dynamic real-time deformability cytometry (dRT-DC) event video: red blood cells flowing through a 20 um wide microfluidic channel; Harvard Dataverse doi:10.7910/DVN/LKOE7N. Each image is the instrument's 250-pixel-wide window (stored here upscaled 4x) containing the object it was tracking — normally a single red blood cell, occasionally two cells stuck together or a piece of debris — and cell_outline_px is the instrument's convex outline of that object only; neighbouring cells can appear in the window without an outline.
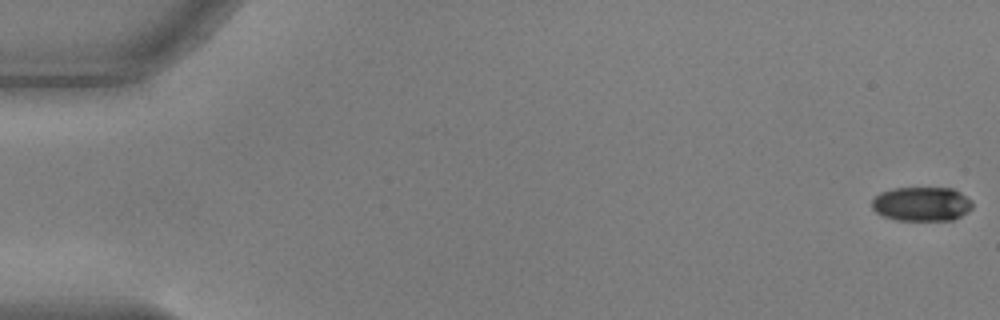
{"species": "common noctule bat (a hibernating species)", "species_latin": "Nyctalus noctula", "temperature_condition": "warm", "stored_images_in_passage": 44, "camera_frame_rate_fps": 3000, "um_per_image_px": 0.085, "animal": {"sex": "male", "body_mass_g": 17.9, "forearm_length_mm": 54.2}, "frame": {"image": 1, "passage_image": 1, "time_ms": 0.0, "image_size_px": [1000, 320], "cell_outline_px": [[972, 208], [968, 212], [952, 220], [896, 220], [884, 216], [876, 212], [872, 208], [872, 200], [880, 192], [892, 188], [952, 188], [960, 192], [972, 200]], "centroid_in_image_um": [78.35, 17.33], "position_along_channel_um": 6.7, "area_um2": 20.11}}
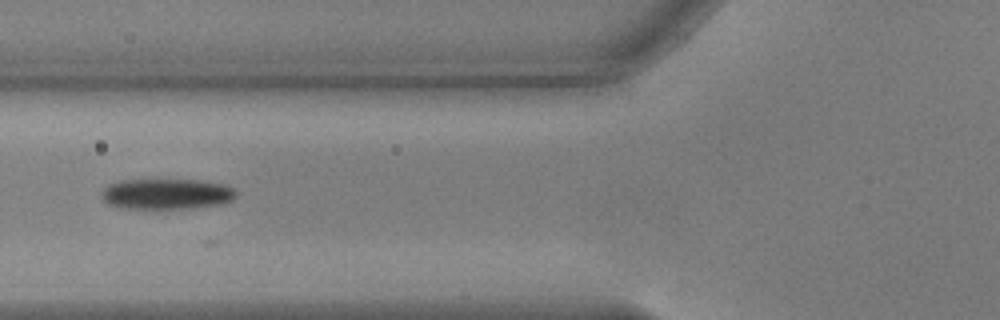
{"frame": {"image": 2, "passage_image": 22, "time_ms": 7.0, "image_size_px": [1000, 320], "cell_outline_px": [[236, 196], [232, 200], [220, 204], [196, 208], [120, 208], [108, 204], [100, 196], [100, 192], [108, 184], [120, 180], [196, 180], [224, 184], [232, 188], [236, 192]], "centroid_in_image_um": [14.12, 16.49], "position_along_channel_um": 111.7, "area_um2": 24.04}}
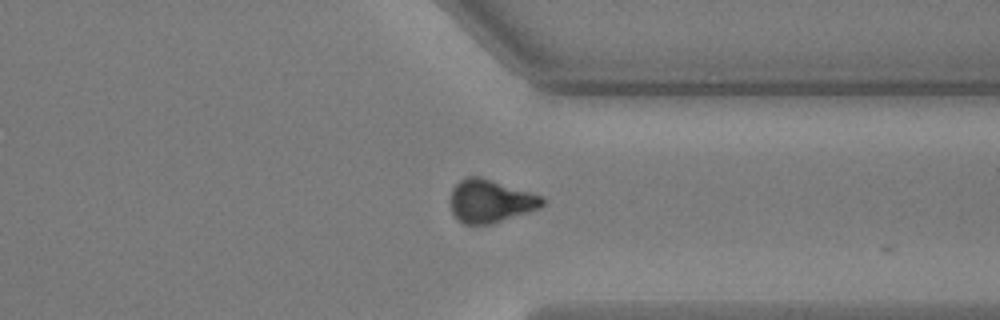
{"frame": {"image": 3, "passage_image": 43, "time_ms": 14.0, "image_size_px": [1000, 320], "cell_outline_px": [[544, 204], [540, 208], [492, 224], [464, 224], [456, 220], [448, 204], [452, 188], [464, 176], [480, 176], [544, 196]], "centroid_in_image_um": [41.65, 17.09], "position_along_channel_um": 369.8, "area_um2": 23.47}}